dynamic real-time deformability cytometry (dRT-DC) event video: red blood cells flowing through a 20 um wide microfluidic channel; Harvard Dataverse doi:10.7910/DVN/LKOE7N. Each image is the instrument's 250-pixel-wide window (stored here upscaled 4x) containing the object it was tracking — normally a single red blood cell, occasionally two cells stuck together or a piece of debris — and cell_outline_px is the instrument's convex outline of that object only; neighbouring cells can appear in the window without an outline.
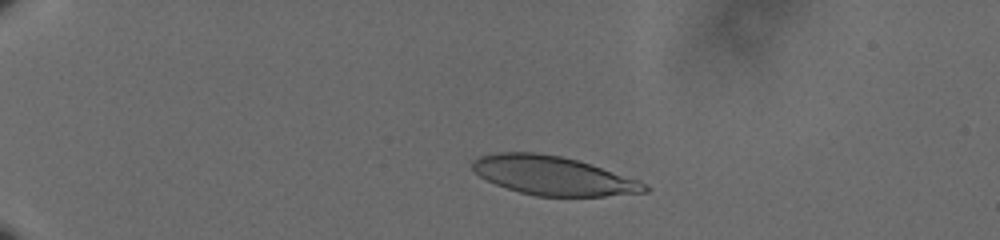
{"species": "human", "species_latin": "Homo sapiens", "temperature_condition": "cold", "stored_images_in_passage": 56, "camera_frame_rate_fps": 3000, "um_per_image_px": 0.085, "donor": {"sex": "male"}, "frame": {"image": 1, "passage_image": 11, "time_ms": 3.333, "image_size_px": [1000, 240], "cell_outline_px": [[652, 188], [648, 192], [604, 196], [536, 196], [520, 192], [496, 184], [472, 172], [472, 160], [480, 156], [496, 152], [536, 152], [560, 156], [576, 160], [640, 180]], "centroid_in_image_um": [47.01, 14.93], "position_along_channel_um": 38.0, "area_um2": 38.96}}
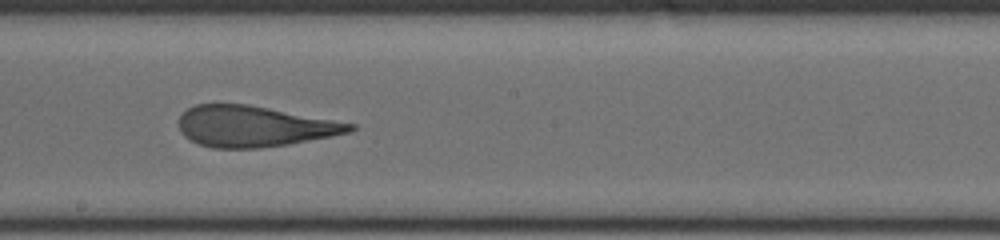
{"frame": {"image": 2, "passage_image": 33, "time_ms": 10.667, "image_size_px": [1000, 240], "cell_outline_px": [[356, 128], [352, 132], [332, 136], [288, 144], [260, 148], [212, 148], [188, 140], [180, 132], [176, 120], [188, 108], [196, 104], [248, 104], [356, 124]], "centroid_in_image_um": [21.56, 10.74], "position_along_channel_um": 226.6, "area_um2": 40.92}}
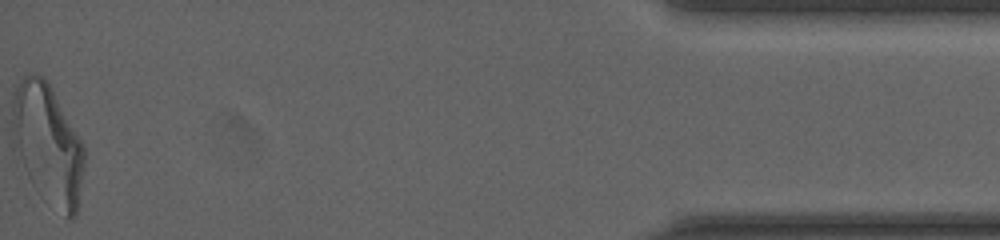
{"frame": {"image": 3, "passage_image": 56, "time_ms": 18.333, "image_size_px": [1000, 240], "cell_outline_px": [[84, 164], [76, 216], [72, 220], [68, 220], [32, 184], [12, 148], [12, 100], [16, 88], [24, 76], [28, 72], [32, 72], [44, 76], [52, 88], [84, 144]], "centroid_in_image_um": [4.04, 12.22], "position_along_channel_um": 431.2, "area_um2": 50.52}, "authors_computed_cell_mechanics": {"area_um2": 41.5293, "velocity_mm_per_s": 3.6179, "shape_relaxation_time_tau1_ms": 5.6388, "shape_relaxation_time_tau2_ms": 1.605, "deformation_change_tau1": 0.2086, "deformation_change_tau2": 0.1014}}